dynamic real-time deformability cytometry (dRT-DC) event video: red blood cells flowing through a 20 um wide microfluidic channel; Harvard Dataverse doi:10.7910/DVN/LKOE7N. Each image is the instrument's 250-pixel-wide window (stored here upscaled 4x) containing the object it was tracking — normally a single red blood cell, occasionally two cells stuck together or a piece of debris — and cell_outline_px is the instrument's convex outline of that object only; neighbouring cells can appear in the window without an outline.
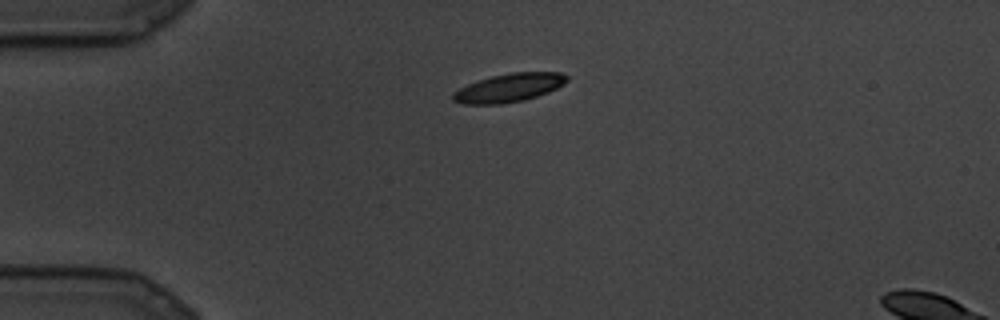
{"species": "common noctule bat (a hibernating species)", "species_latin": "Nyctalus noctula", "temperature_condition": "cold", "stored_images_in_passage": 10, "camera_frame_rate_fps": 3000, "um_per_image_px": 0.085, "animal": {"sex": "male", "body_mass_g": 19.5, "forearm_length_mm": 54.6}, "frame": {"image": 1, "passage_image": 1, "time_ms": 0.0, "image_size_px": [1000, 320], "cell_outline_px": [[568, 80], [564, 84], [548, 92], [524, 100], [500, 104], [460, 104], [452, 100], [452, 92], [468, 84], [492, 76], [512, 72], [560, 72], [568, 76]], "centroid_in_image_um": [43.25, 7.46], "position_along_channel_um": 41.7, "area_um2": 18.84}}
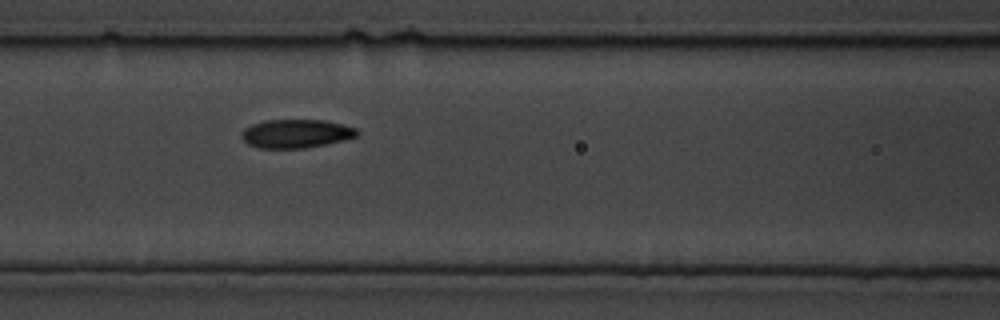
{"frame": {"image": 2, "passage_image": 6, "time_ms": 1.667, "image_size_px": [1000, 320], "cell_outline_px": [[360, 132], [356, 136], [344, 140], [304, 148], [260, 148], [248, 144], [240, 136], [240, 132], [244, 128], [252, 124], [264, 120], [324, 120], [356, 128]], "centroid_in_image_um": [25.13, 11.35], "position_along_channel_um": 141.5, "area_um2": 19.19}}
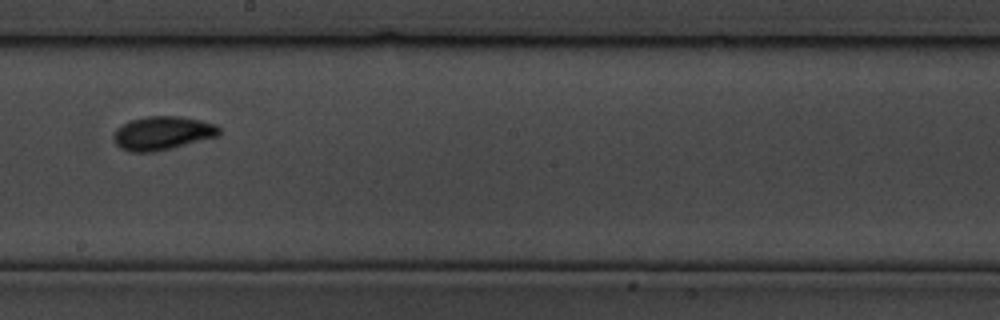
{"frame": {"image": 3, "passage_image": 9, "time_ms": 2.667, "image_size_px": [1000, 320], "cell_outline_px": [[220, 132], [216, 136], [172, 148], [152, 152], [128, 152], [120, 148], [112, 140], [112, 136], [116, 128], [132, 120], [148, 116], [176, 116], [200, 120], [216, 124], [220, 128]], "centroid_in_image_um": [13.76, 11.32], "position_along_channel_um": 234.4, "area_um2": 20.58}}